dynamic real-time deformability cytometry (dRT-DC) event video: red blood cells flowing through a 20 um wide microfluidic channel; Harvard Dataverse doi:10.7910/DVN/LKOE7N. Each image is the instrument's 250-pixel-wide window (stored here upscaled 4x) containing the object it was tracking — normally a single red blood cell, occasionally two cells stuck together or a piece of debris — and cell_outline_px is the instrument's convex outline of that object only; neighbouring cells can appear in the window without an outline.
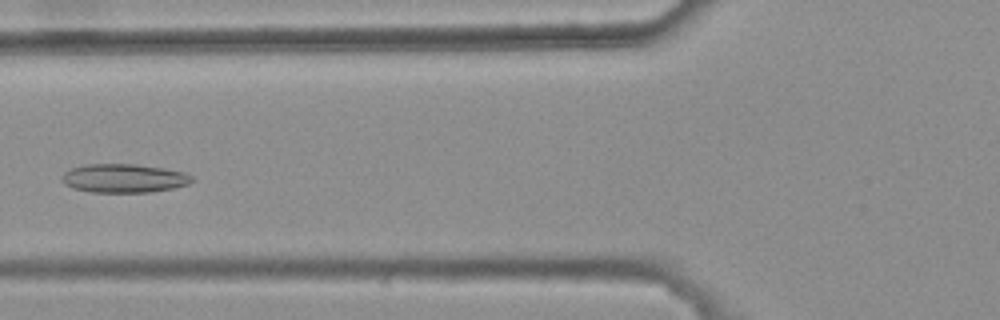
{"species": "common noctule bat (a hibernating species)", "species_latin": "Nyctalus noctula", "temperature_condition": "warm", "stored_images_in_passage": 4, "camera_frame_rate_fps": 3000, "um_per_image_px": 0.085, "animal": {"sex": "female", "body_mass_g": 25.1}, "frame": {"image": 1, "passage_image": 4, "time_ms": 1.0, "image_size_px": [1000, 320], "cell_outline_px": [[196, 180], [188, 184], [172, 188], [152, 192], [92, 192], [72, 188], [64, 184], [60, 180], [60, 176], [64, 172], [72, 168], [84, 164], [136, 164], [164, 168], [184, 172], [192, 176]], "centroid_in_image_um": [10.51, 15.15], "position_along_channel_um": 115.3, "area_um2": 21.96}}